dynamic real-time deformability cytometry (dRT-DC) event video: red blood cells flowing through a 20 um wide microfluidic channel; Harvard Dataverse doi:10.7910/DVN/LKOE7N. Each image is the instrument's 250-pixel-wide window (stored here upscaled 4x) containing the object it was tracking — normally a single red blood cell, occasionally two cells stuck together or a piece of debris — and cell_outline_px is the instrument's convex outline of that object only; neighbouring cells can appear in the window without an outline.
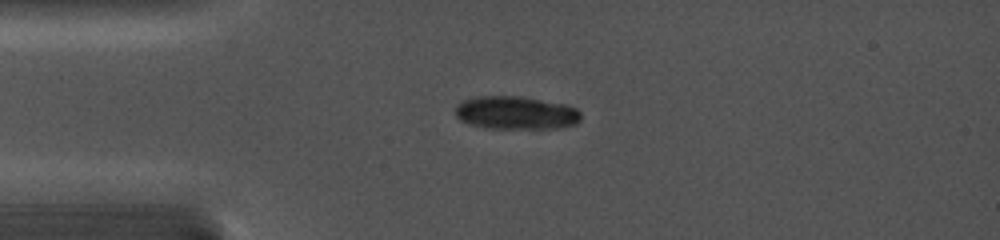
{"species": "common noctule bat (a hibernating species)", "species_latin": "Nyctalus noctula", "temperature_condition": "cold", "stored_images_in_passage": 7, "camera_frame_rate_fps": 5000, "um_per_image_px": 0.085, "animal": {"sex": "female", "body_mass_g": 19.0, "forearm_length_mm": 56.7}, "frame": {"image": 1, "passage_image": 6, "time_ms": 3.6, "image_size_px": [1000, 240], "cell_outline_px": [[580, 120], [576, 124], [560, 128], [484, 128], [460, 120], [456, 116], [456, 104], [460, 100], [476, 96], [516, 96], [568, 104], [576, 108], [580, 112]], "centroid_in_image_um": [43.85, 9.58], "position_along_channel_um": 41.2, "area_um2": 24.39}}